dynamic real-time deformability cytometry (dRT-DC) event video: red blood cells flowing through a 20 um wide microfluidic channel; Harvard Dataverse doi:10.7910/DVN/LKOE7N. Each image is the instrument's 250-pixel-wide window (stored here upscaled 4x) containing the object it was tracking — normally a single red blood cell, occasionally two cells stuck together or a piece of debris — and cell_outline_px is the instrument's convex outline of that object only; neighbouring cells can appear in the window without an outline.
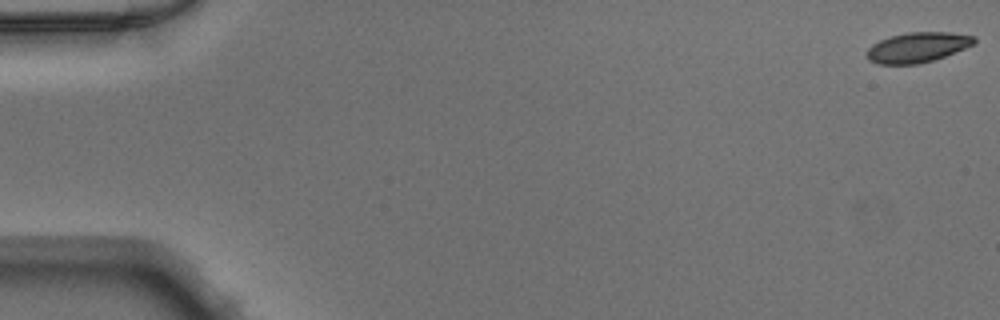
{"species": "Egyptian fruit bat (a non-hibernating species)", "species_latin": "Rousettus aegyptiacus", "temperature_condition": "warm", "stored_images_in_passage": 50, "camera_frame_rate_fps": 3000, "um_per_image_px": 0.085, "animal": {"sex": "male"}, "frame": {"image": 1, "passage_image": 1, "time_ms": 0.0, "image_size_px": [1000, 320], "cell_outline_px": [[976, 40], [972, 44], [964, 48], [944, 56], [920, 64], [876, 64], [868, 60], [864, 52], [872, 44], [880, 40], [892, 36], [908, 32], [952, 32], [976, 36]], "centroid_in_image_um": [77.94, 4.02], "position_along_channel_um": 7.1, "area_um2": 18.84}}
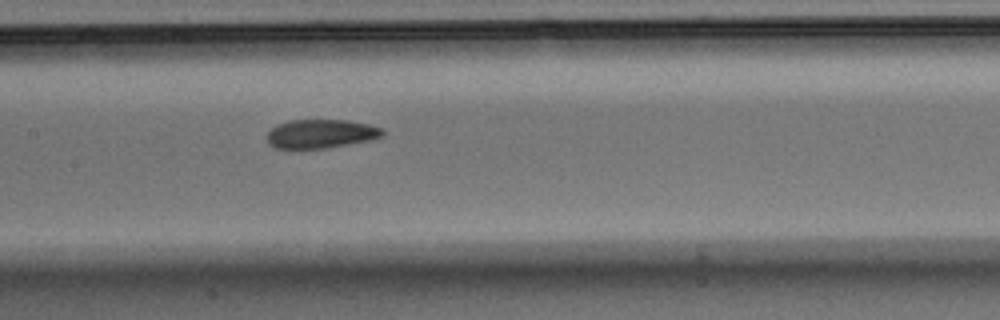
{"frame": {"image": 2, "passage_image": 25, "time_ms": 8.0, "image_size_px": [1000, 320], "cell_outline_px": [[384, 136], [372, 140], [324, 148], [276, 148], [268, 144], [268, 132], [276, 124], [288, 120], [348, 120], [368, 124], [384, 128]], "centroid_in_image_um": [27.3, 11.36], "position_along_channel_um": 180.1, "area_um2": 19.48}}
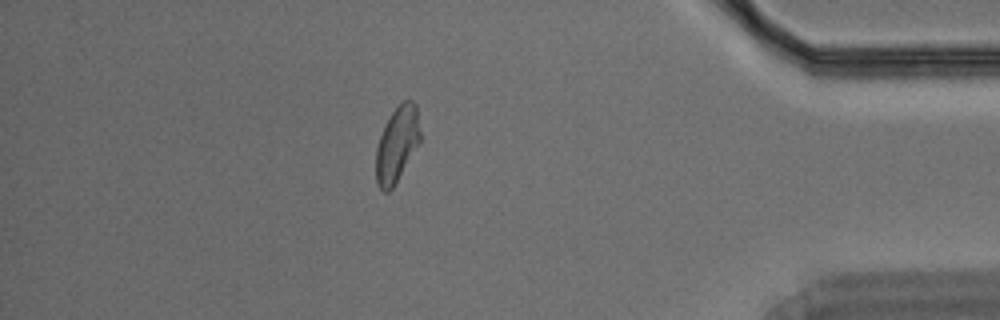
{"frame": {"image": 3, "passage_image": 44, "time_ms": 14.333, "image_size_px": [1000, 320], "cell_outline_px": [[420, 144], [392, 188], [388, 192], [384, 192], [376, 184], [376, 148], [380, 136], [392, 112], [404, 100], [412, 100], [416, 104], [420, 132]], "centroid_in_image_um": [33.75, 12.29], "position_along_channel_um": 401.4, "area_um2": 19.31}}